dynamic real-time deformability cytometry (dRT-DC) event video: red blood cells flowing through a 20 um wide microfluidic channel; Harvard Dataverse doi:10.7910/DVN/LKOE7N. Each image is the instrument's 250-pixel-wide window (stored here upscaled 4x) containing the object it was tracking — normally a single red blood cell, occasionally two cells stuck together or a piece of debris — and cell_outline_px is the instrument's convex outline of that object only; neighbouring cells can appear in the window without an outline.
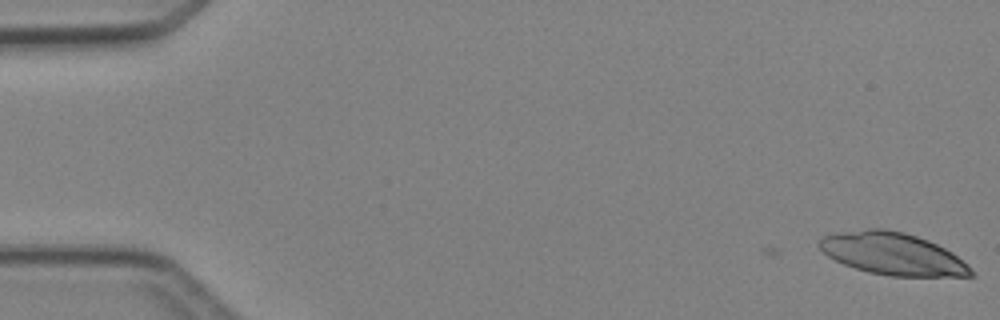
{"species": "Egyptian fruit bat (a non-hibernating species)", "species_latin": "Rousettus aegyptiacus", "temperature_condition": "cold", "stored_images_in_passage": 3, "camera_frame_rate_fps": 3000, "um_per_image_px": 0.085, "animal": {"sex": "female"}, "frame": {"image": 1, "passage_image": 1, "time_ms": 0.0, "image_size_px": [1000, 320], "cell_outline_px": [[976, 276], [888, 276], [868, 272], [844, 264], [828, 256], [816, 244], [824, 236], [840, 232], [868, 228], [884, 228], [904, 232], [928, 240], [952, 252], [968, 264], [976, 272]], "centroid_in_image_um": [75.91, 21.57], "position_along_channel_um": 9.1, "area_um2": 37.34}}